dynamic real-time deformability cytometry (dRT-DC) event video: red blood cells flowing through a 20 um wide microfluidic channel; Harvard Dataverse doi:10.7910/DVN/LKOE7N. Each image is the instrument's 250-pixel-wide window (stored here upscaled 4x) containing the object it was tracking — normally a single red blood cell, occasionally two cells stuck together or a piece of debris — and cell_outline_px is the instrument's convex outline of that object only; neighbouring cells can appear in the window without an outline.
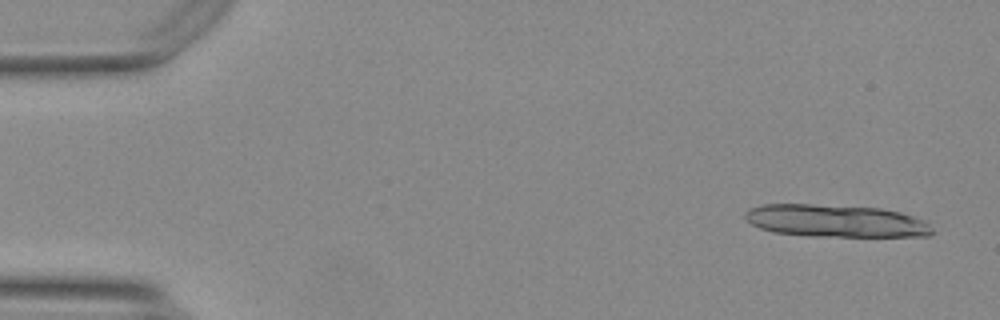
{"species": "Egyptian fruit bat (a non-hibernating species)", "species_latin": "Rousettus aegyptiacus", "temperature_condition": "warm", "stored_images_in_passage": 12, "camera_frame_rate_fps": 3000, "um_per_image_px": 0.085, "animal": {"sex": "female"}, "frame": {"image": 1, "passage_image": 3, "time_ms": 0.667, "image_size_px": [1000, 320], "cell_outline_px": [[936, 232], [928, 236], [808, 236], [772, 232], [760, 228], [752, 224], [744, 216], [744, 212], [760, 204], [812, 204], [880, 208], [900, 212], [924, 220]], "centroid_in_image_um": [71.03, 18.78], "position_along_channel_um": 14.0, "area_um2": 35.43}}